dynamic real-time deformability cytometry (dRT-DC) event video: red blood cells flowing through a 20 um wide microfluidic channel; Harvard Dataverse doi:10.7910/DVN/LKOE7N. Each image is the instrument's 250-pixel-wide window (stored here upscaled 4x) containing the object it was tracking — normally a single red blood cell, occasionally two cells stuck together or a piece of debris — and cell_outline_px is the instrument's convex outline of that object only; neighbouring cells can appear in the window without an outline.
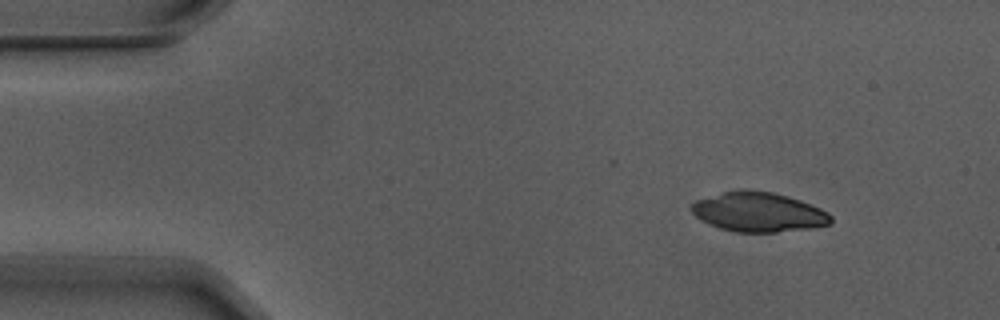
{"species": "Egyptian fruit bat (a non-hibernating species)", "species_latin": "Rousettus aegyptiacus", "temperature_condition": "warm", "stored_images_in_passage": 3, "segment_of_instrument_passage": [2, 2], "camera_frame_rate_fps": 3000, "um_per_image_px": 0.085, "animal": {"sex": "male"}, "frame": {"image": 1, "passage_image": 3, "time_ms": 0.667, "image_size_px": [1000, 320], "cell_outline_px": [[832, 224], [812, 228], [776, 232], [736, 232], [720, 228], [708, 224], [696, 216], [688, 208], [696, 200], [724, 192], [740, 188], [772, 192], [788, 196], [800, 200], [820, 208], [828, 212], [832, 216]], "centroid_in_image_um": [64.48, 18.02], "position_along_channel_um": 20.5, "area_um2": 32.31}}